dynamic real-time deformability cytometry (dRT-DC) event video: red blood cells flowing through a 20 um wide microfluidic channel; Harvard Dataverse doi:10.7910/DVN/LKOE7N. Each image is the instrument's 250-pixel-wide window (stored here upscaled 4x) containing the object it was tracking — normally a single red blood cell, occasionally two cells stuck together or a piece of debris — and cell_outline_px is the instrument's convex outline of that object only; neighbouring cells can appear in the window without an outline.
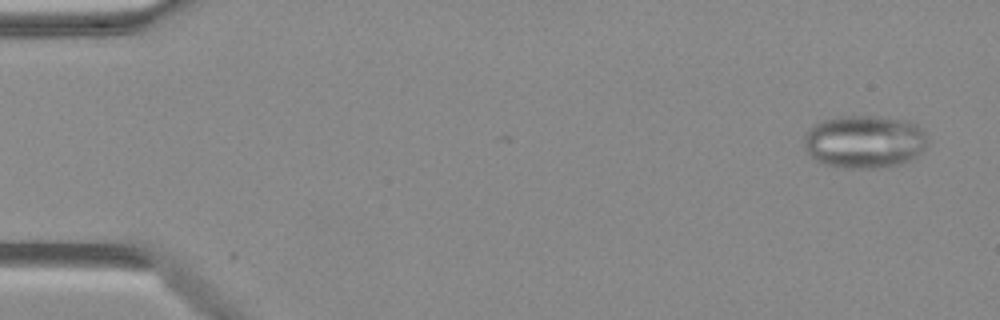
{"species": "Egyptian fruit bat (a non-hibernating species)", "species_latin": "Rousettus aegyptiacus", "temperature_condition": "warm", "stored_images_in_passage": 15, "camera_frame_rate_fps": 3000, "um_per_image_px": 0.085, "animal": {"sex": "female"}, "frame": {"image": 1, "passage_image": 3, "time_ms": 0.667, "image_size_px": [1000, 320], "cell_outline_px": [[928, 140], [924, 148], [916, 156], [900, 164], [880, 168], [852, 168], [824, 164], [816, 160], [804, 148], [804, 136], [808, 128], [824, 120], [840, 116], [876, 116], [904, 120], [916, 124], [924, 132]], "centroid_in_image_um": [73.46, 12.04], "position_along_channel_um": 11.5, "area_um2": 37.97}}